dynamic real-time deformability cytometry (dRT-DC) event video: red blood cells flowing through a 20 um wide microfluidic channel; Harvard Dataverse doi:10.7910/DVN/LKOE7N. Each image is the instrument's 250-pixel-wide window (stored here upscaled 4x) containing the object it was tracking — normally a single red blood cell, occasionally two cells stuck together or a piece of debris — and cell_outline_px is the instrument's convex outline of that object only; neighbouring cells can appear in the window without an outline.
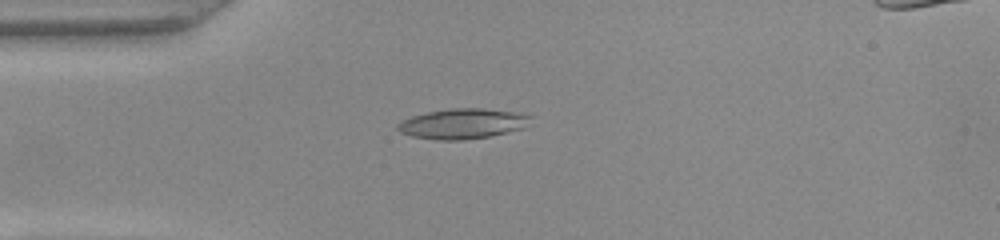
{"species": "common noctule bat (a hibernating species)", "species_latin": "Nyctalus noctula", "temperature_condition": "warm", "stored_images_in_passage": 38, "camera_frame_rate_fps": 3000, "um_per_image_px": 0.085, "animal": {"sex": "female", "body_mass_g": 22.0, "forearm_length_mm": 56.7}, "frame": {"image": 1, "passage_image": 1, "time_ms": 0.0, "image_size_px": [1000, 240], "cell_outline_px": [[532, 116], [524, 128], [488, 136], [464, 140], [436, 140], [412, 136], [400, 132], [396, 128], [396, 124], [412, 116], [428, 112], [452, 108], [480, 108], [520, 112]], "centroid_in_image_um": [39.32, 10.51], "position_along_channel_um": 45.7, "area_um2": 23.29}}
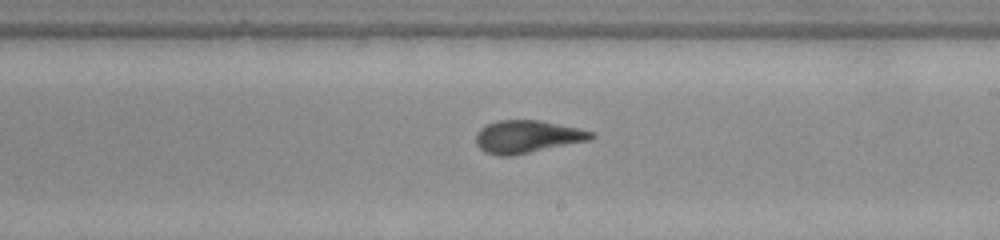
{"frame": {"image": 2, "passage_image": 17, "time_ms": 5.333, "image_size_px": [1000, 240], "cell_outline_px": [[596, 136], [592, 140], [512, 156], [500, 156], [484, 152], [476, 144], [476, 132], [480, 128], [496, 120], [540, 120], [580, 128], [592, 132]], "centroid_in_image_um": [44.83, 11.62], "position_along_channel_um": 244.2, "area_um2": 22.2}}
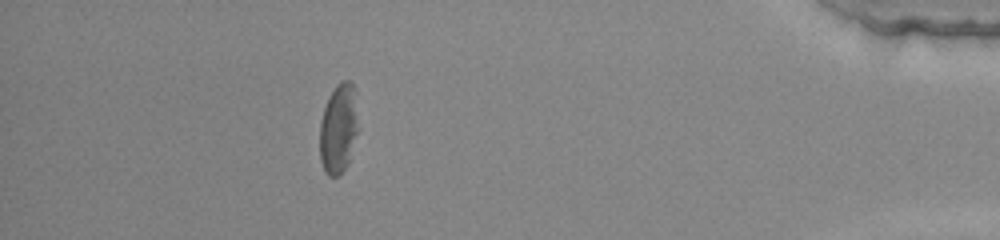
{"frame": {"image": 3, "passage_image": 33, "time_ms": 10.667, "image_size_px": [1000, 240], "cell_outline_px": [[356, 132], [348, 164], [340, 176], [328, 176], [324, 172], [320, 160], [320, 120], [324, 108], [336, 84], [344, 80], [348, 80], [352, 84], [356, 128]], "centroid_in_image_um": [28.71, 11.02], "position_along_channel_um": 406.5, "area_um2": 19.36}, "authors_computed_cell_mechanics": {"area_um2": 21.7906, "velocity_mm_per_s": 4.0225, "shape_relaxation_time_tau1_ms": 2.2162, "shape_relaxation_time_tau2_ms": 2.5868, "deformation_change_tau1": 0.1524, "deformation_change_tau2": 0.1313}}